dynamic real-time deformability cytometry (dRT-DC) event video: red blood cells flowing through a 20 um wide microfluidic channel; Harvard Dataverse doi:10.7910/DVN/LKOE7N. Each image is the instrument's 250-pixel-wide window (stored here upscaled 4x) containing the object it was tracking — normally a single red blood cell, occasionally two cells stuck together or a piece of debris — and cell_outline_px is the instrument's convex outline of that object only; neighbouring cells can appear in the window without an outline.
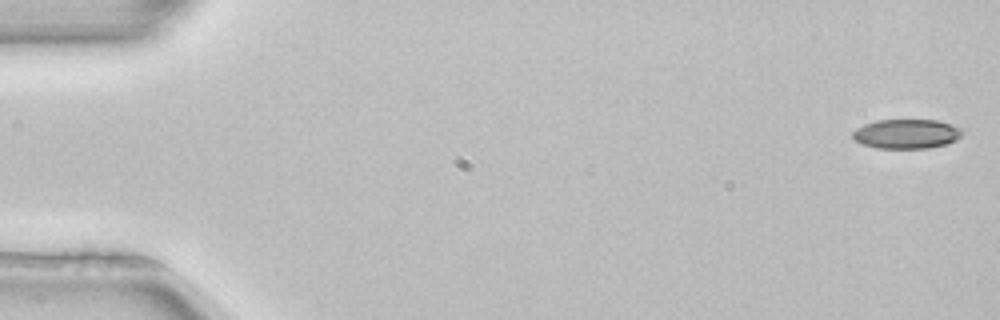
{"species": "common noctule bat (a hibernating species)", "species_latin": "Nyctalus noctula", "temperature_condition": "room temperature", "stored_images_in_passage": 52, "camera_frame_rate_fps": 3000, "um_per_image_px": 0.085, "animal": {"sex": "female", "body_mass_g": 22.7, "forearm_length_mm": 54.2}, "frame": {"image": 1, "passage_image": 1, "time_ms": 0.0, "image_size_px": [1000, 320], "cell_outline_px": [[964, 132], [956, 140], [944, 144], [928, 148], [876, 148], [864, 144], [856, 140], [852, 136], [852, 132], [856, 128], [864, 124], [876, 120], [936, 120], [960, 128]], "centroid_in_image_um": [77.03, 11.37], "position_along_channel_um": 8.0, "area_um2": 18.61}}
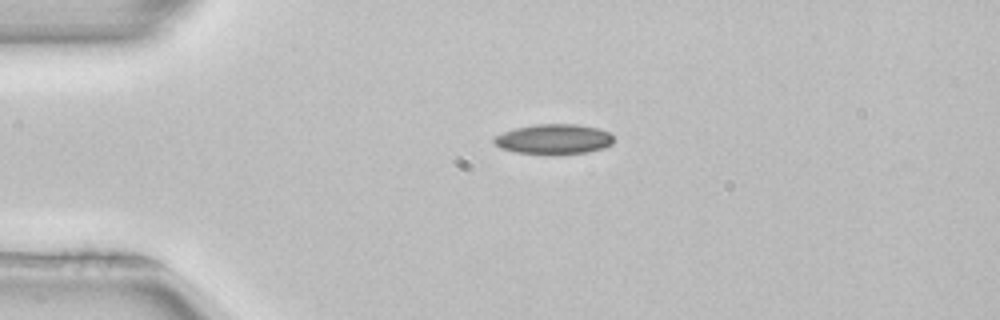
{"frame": {"image": 2, "passage_image": 12, "time_ms": 3.667, "image_size_px": [1000, 320], "cell_outline_px": [[612, 144], [604, 148], [588, 152], [516, 152], [500, 148], [492, 140], [492, 136], [516, 128], [536, 124], [576, 124], [596, 128], [608, 132], [612, 136]], "centroid_in_image_um": [47.05, 11.79], "position_along_channel_um": 38.0, "area_um2": 20.23}}